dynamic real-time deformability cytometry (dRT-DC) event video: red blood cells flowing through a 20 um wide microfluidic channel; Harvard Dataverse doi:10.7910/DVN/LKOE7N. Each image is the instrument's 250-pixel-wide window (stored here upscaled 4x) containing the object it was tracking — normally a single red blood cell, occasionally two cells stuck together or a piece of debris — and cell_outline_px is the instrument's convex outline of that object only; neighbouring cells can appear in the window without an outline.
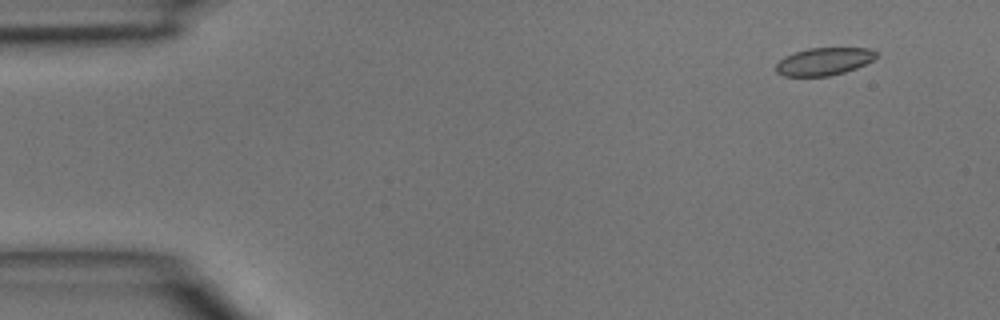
{"species": "common noctule bat (a hibernating species)", "species_latin": "Nyctalus noctula", "temperature_condition": "room temperature", "stored_images_in_passage": 37, "camera_frame_rate_fps": 3000, "um_per_image_px": 0.085, "animal": {"sex": "male", "body_mass_g": 15.6}, "frame": {"image": 1, "passage_image": 2, "time_ms": 0.333, "image_size_px": [1000, 320], "cell_outline_px": [[880, 56], [856, 68], [844, 72], [828, 76], [784, 76], [776, 72], [776, 64], [784, 56], [808, 48], [868, 48], [880, 52]], "centroid_in_image_um": [70.07, 5.21], "position_along_channel_um": 14.9, "area_um2": 16.18}}
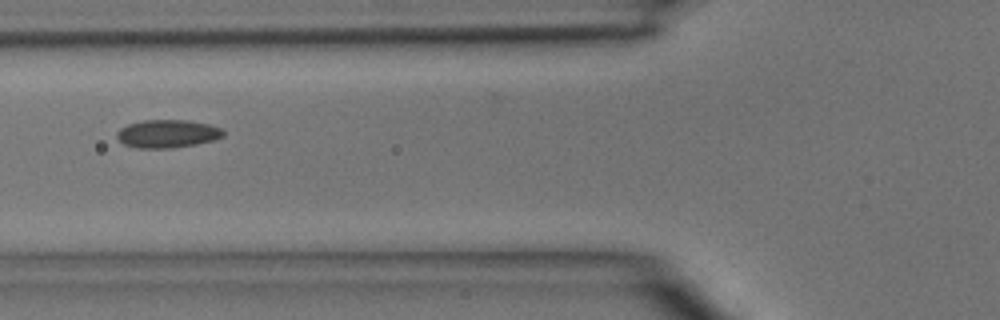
{"frame": {"image": 2, "passage_image": 16, "time_ms": 5.0, "image_size_px": [1000, 320], "cell_outline_px": [[224, 136], [216, 140], [196, 144], [172, 148], [136, 148], [124, 144], [116, 136], [116, 132], [120, 128], [128, 124], [144, 120], [188, 120], [208, 124], [220, 128], [224, 132]], "centroid_in_image_um": [14.23, 11.37], "position_along_channel_um": 111.6, "area_um2": 17.46}}
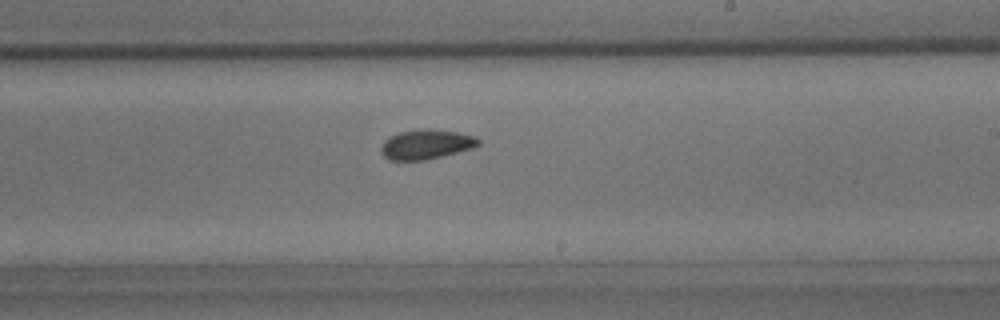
{"frame": {"image": 3, "passage_image": 26, "time_ms": 8.333, "image_size_px": [1000, 320], "cell_outline_px": [[480, 144], [472, 148], [424, 160], [388, 160], [380, 152], [380, 148], [384, 140], [400, 132], [428, 128], [456, 132], [476, 136], [480, 140]], "centroid_in_image_um": [36.21, 12.27], "position_along_channel_um": 252.8, "area_um2": 16.65}}